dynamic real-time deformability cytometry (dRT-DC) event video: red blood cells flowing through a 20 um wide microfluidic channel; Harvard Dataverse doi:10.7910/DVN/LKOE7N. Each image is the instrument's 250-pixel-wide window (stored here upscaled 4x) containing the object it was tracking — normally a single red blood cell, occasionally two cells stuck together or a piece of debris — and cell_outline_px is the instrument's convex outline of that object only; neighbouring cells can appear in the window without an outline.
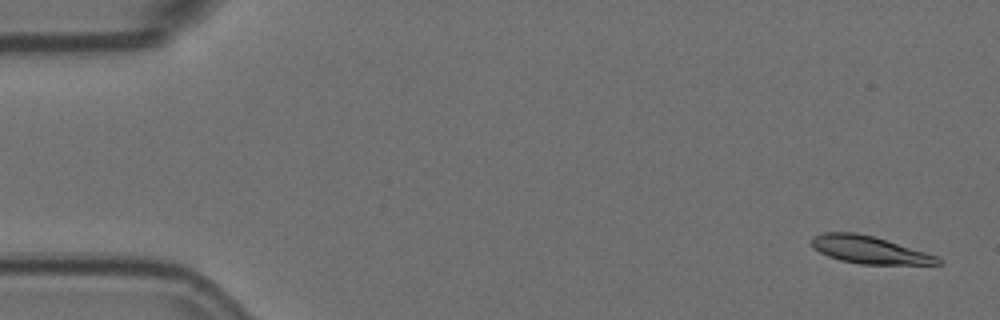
{"species": "Egyptian fruit bat (a non-hibernating species)", "species_latin": "Rousettus aegyptiacus", "temperature_condition": "room temperature", "stored_images_in_passage": 56, "camera_frame_rate_fps": 3000, "um_per_image_px": 0.085, "animal": {"sex": "female"}, "frame": {"image": 1, "passage_image": 2, "time_ms": 0.333, "image_size_px": [1000, 320], "cell_outline_px": [[944, 264], [860, 264], [840, 260], [828, 256], [812, 248], [808, 240], [812, 236], [824, 232], [856, 232], [872, 236], [924, 252], [936, 256]], "centroid_in_image_um": [73.78, 21.22], "position_along_channel_um": 11.2, "area_um2": 20.06}}
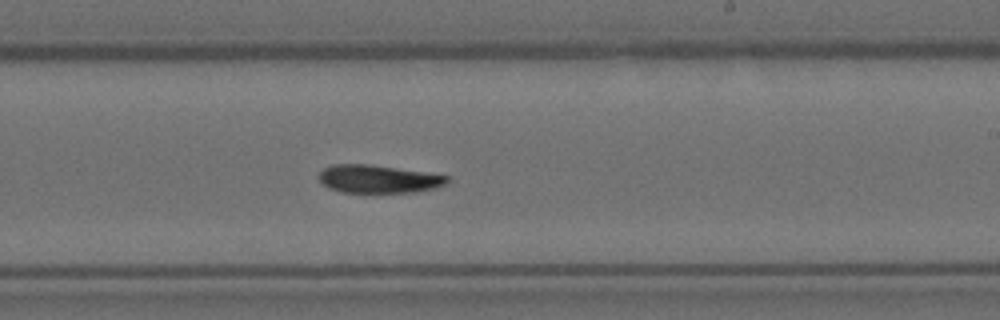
{"frame": {"image": 2, "passage_image": 33, "time_ms": 10.667, "image_size_px": [1000, 320], "cell_outline_px": [[448, 184], [436, 188], [416, 192], [340, 192], [328, 188], [320, 184], [320, 172], [324, 168], [332, 164], [368, 164], [424, 172], [448, 176]], "centroid_in_image_um": [32.14, 15.22], "position_along_channel_um": 256.9, "area_um2": 20.92}}
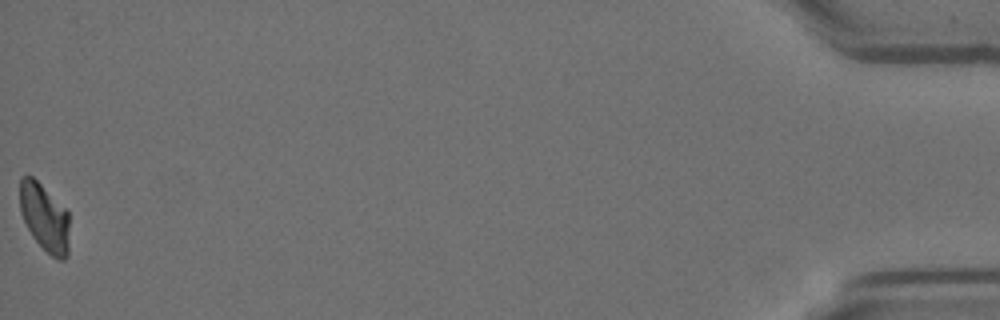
{"frame": {"image": 3, "passage_image": 56, "time_ms": 18.333, "image_size_px": [1000, 320], "cell_outline_px": [[68, 256], [64, 260], [56, 260], [32, 236], [20, 212], [20, 180], [24, 176], [32, 176], [68, 212]], "centroid_in_image_um": [3.79, 18.52], "position_along_channel_um": 431.4, "area_um2": 19.13}, "authors_computed_cell_mechanics": {"area_um2": 21.2126, "velocity_mm_per_s": 3.5926, "shape_relaxation_time_tau1_ms": 8.8307, "shape_relaxation_time_tau2_ms": null, "deformation_change_tau1": 0.1979, "deformation_change_tau2": null}}